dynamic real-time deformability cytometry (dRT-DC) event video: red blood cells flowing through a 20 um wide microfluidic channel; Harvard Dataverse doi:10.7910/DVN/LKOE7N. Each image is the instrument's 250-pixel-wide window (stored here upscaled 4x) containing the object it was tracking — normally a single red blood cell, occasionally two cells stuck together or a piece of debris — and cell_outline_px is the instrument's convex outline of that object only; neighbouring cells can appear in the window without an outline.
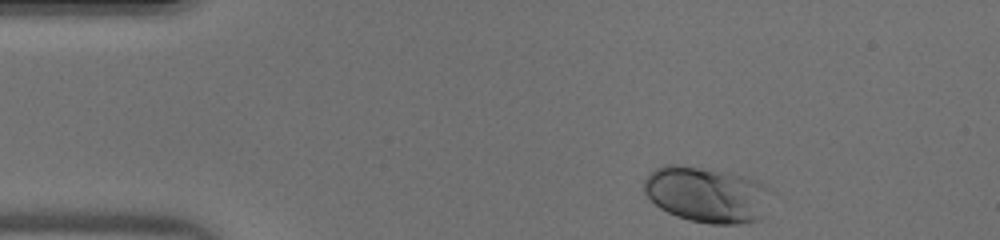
{"species": "human", "species_latin": "Homo sapiens", "temperature_condition": "warm", "stored_images_in_passage": 36, "camera_frame_rate_fps": 3000, "um_per_image_px": 0.085, "donor": {"sex": "male"}, "frame": {"image": 1, "passage_image": 1, "time_ms": 0.0, "image_size_px": [1000, 240], "cell_outline_px": [[764, 188], [760, 216], [756, 220], [740, 224], [712, 224], [688, 220], [676, 216], [660, 208], [644, 192], [644, 180], [656, 168], [664, 164], [676, 164], [744, 176], [760, 180], [764, 184]], "centroid_in_image_um": [59.94, 16.54], "position_along_channel_um": 25.1, "area_um2": 39.88}}
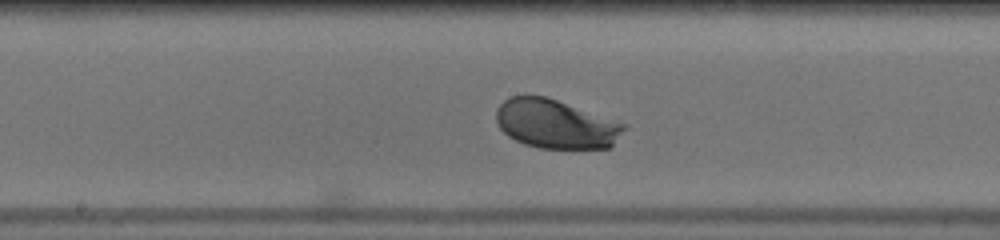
{"frame": {"image": 2, "passage_image": 18, "time_ms": 5.667, "image_size_px": [1000, 240], "cell_outline_px": [[628, 128], [612, 148], [540, 148], [524, 144], [508, 136], [500, 128], [496, 120], [496, 108], [504, 100], [512, 96], [524, 92], [544, 96], [628, 124]], "centroid_in_image_um": [47.26, 10.53], "position_along_channel_um": 200.9, "area_um2": 37.05}}
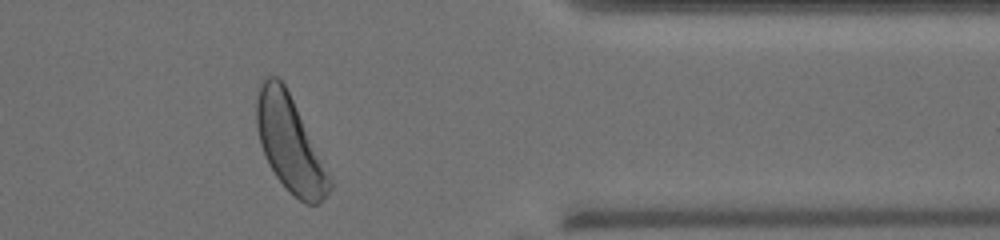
{"frame": {"image": 3, "passage_image": 32, "time_ms": 10.333, "image_size_px": [1000, 240], "cell_outline_px": [[332, 188], [324, 200], [316, 204], [304, 204], [288, 192], [276, 176], [268, 164], [260, 144], [256, 128], [256, 100], [260, 84], [264, 76], [276, 76], [284, 84], [332, 180]], "centroid_in_image_um": [24.61, 12.27], "position_along_channel_um": 386.8, "area_um2": 40.11}}